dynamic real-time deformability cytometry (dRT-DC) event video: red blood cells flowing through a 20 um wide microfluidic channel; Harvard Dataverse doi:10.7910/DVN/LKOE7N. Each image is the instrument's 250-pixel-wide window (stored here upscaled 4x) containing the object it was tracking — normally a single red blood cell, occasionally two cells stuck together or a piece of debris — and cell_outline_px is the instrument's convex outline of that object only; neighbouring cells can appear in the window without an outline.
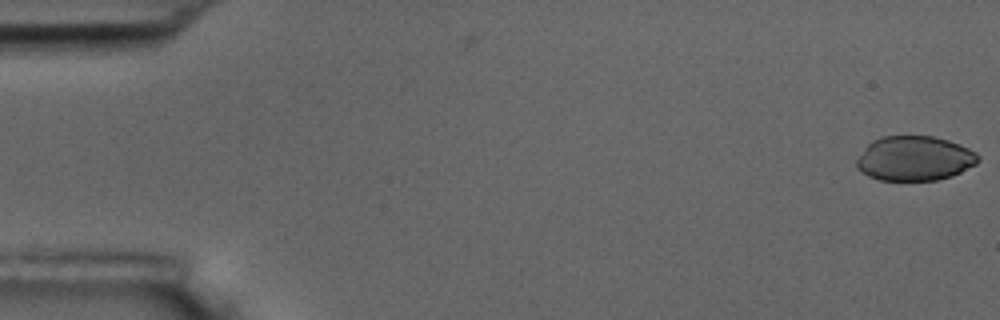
{"species": "common noctule bat (a hibernating species)", "species_latin": "Nyctalus noctula", "temperature_condition": "room temperature", "stored_images_in_passage": 56, "camera_frame_rate_fps": 3000, "um_per_image_px": 0.085, "animal": {"sex": "male", "body_mass_g": 17.5, "forearm_length_mm": 52.3}, "frame": {"image": 1, "passage_image": 1, "time_ms": 0.0, "image_size_px": [1000, 320], "cell_outline_px": [[980, 160], [976, 164], [952, 176], [936, 180], [880, 180], [868, 176], [860, 172], [856, 168], [856, 160], [864, 148], [872, 140], [880, 136], [932, 136], [948, 140], [968, 148], [976, 152], [980, 156]], "centroid_in_image_um": [77.72, 13.46], "position_along_channel_um": 7.3, "area_um2": 31.79}}